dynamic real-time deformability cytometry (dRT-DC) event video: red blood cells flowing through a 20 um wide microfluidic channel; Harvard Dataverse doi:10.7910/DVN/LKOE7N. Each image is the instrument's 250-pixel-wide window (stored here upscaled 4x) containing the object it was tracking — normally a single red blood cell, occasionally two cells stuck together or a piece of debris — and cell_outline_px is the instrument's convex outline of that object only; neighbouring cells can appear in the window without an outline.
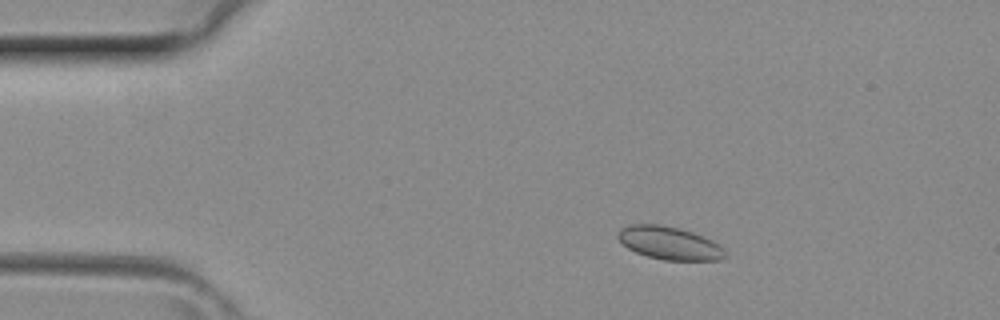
{"species": "common noctule bat (a hibernating species)", "species_latin": "Nyctalus noctula", "temperature_condition": "room temperature", "stored_images_in_passage": 3, "camera_frame_rate_fps": 3000, "um_per_image_px": 0.085, "animal": {"sex": "female", "body_mass_g": 29.2, "forearm_length_mm": 56.3}, "frame": {"image": 1, "passage_image": 2, "time_ms": 0.333, "image_size_px": [1000, 320], "cell_outline_px": [[728, 256], [720, 260], [664, 260], [648, 256], [636, 252], [628, 248], [616, 236], [616, 232], [620, 228], [628, 224], [660, 224], [680, 228], [704, 236], [720, 244], [724, 248]], "centroid_in_image_um": [56.92, 20.65], "position_along_channel_um": 28.1, "area_um2": 20.87}}
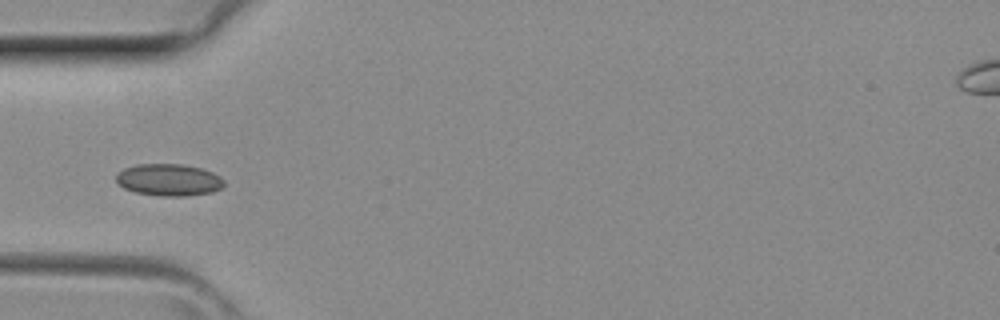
{"frame": {"image": 2, "passage_image": 3, "time_ms": 0.667, "image_size_px": [1000, 320], "cell_outline_px": [[224, 184], [220, 188], [212, 192], [188, 196], [160, 196], [136, 192], [124, 188], [116, 180], [116, 176], [124, 168], [136, 164], [184, 164], [200, 168], [212, 172], [220, 176], [224, 180]], "centroid_in_image_um": [14.37, 15.29], "position_along_channel_um": 70.6, "area_um2": 20.06}}